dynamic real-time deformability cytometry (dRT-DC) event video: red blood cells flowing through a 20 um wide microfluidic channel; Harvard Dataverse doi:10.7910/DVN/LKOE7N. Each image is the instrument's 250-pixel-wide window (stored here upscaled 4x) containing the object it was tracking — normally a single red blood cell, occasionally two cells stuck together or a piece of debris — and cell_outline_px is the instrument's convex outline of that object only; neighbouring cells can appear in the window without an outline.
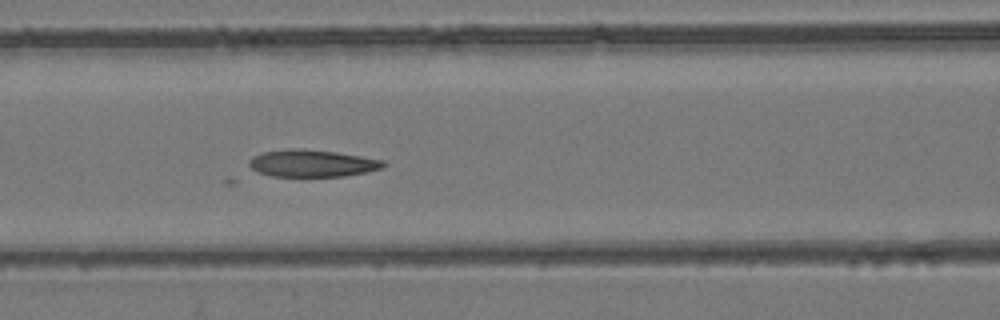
{"species": "common noctule bat (a hibernating species)", "species_latin": "Nyctalus noctula", "temperature_condition": "room temperature", "stored_images_in_passage": 53, "camera_frame_rate_fps": 3000, "um_per_image_px": 0.085, "animal": {"sex": "female", "body_mass_g": 24.6, "forearm_length_mm": 56.2}, "frame": {"image": 1, "passage_image": 23, "time_ms": 7.333, "image_size_px": [1000, 320], "cell_outline_px": [[388, 164], [384, 168], [368, 172], [344, 176], [272, 176], [256, 172], [248, 164], [248, 160], [252, 156], [264, 152], [288, 148], [300, 148], [336, 152], [384, 160]], "centroid_in_image_um": [26.55, 13.88], "position_along_channel_um": 140.1, "area_um2": 21.44}}
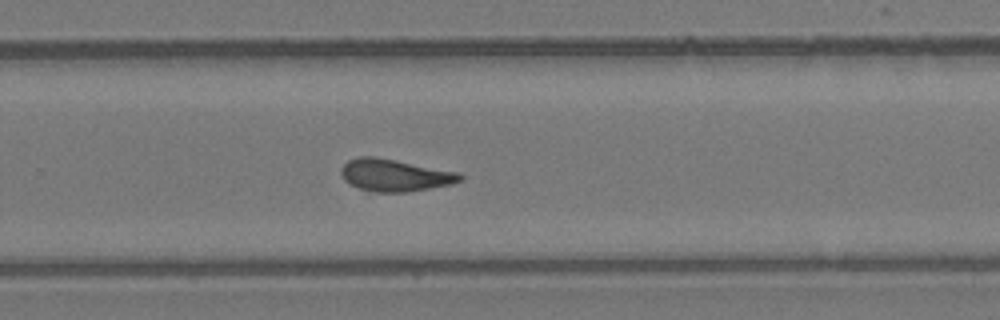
{"frame": {"image": 2, "passage_image": 35, "time_ms": 11.333, "image_size_px": [1000, 320], "cell_outline_px": [[464, 176], [460, 180], [452, 184], [408, 192], [372, 192], [360, 188], [344, 180], [340, 172], [340, 168], [348, 160], [360, 156], [372, 156], [396, 160], [460, 172]], "centroid_in_image_um": [33.56, 14.89], "position_along_channel_um": 296.2, "area_um2": 22.31}}
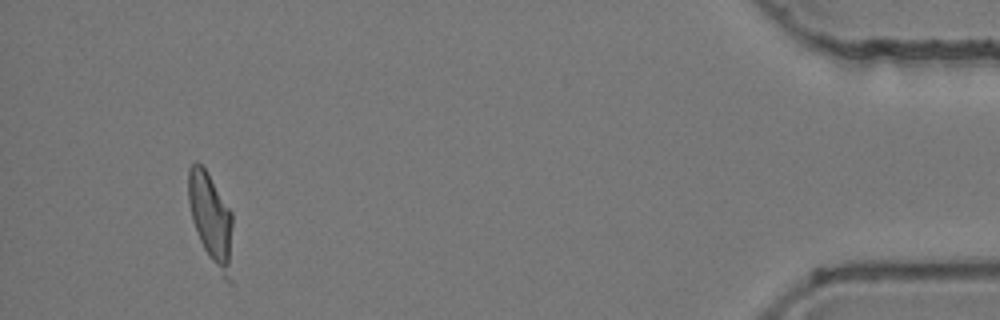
{"frame": {"image": 3, "passage_image": 50, "time_ms": 16.333, "image_size_px": [1000, 320], "cell_outline_px": [[232, 280], [224, 280], [208, 256], [200, 240], [192, 220], [188, 200], [188, 168], [196, 160], [204, 168], [232, 212]], "centroid_in_image_um": [17.94, 18.63], "position_along_channel_um": 417.3, "area_um2": 23.47}}